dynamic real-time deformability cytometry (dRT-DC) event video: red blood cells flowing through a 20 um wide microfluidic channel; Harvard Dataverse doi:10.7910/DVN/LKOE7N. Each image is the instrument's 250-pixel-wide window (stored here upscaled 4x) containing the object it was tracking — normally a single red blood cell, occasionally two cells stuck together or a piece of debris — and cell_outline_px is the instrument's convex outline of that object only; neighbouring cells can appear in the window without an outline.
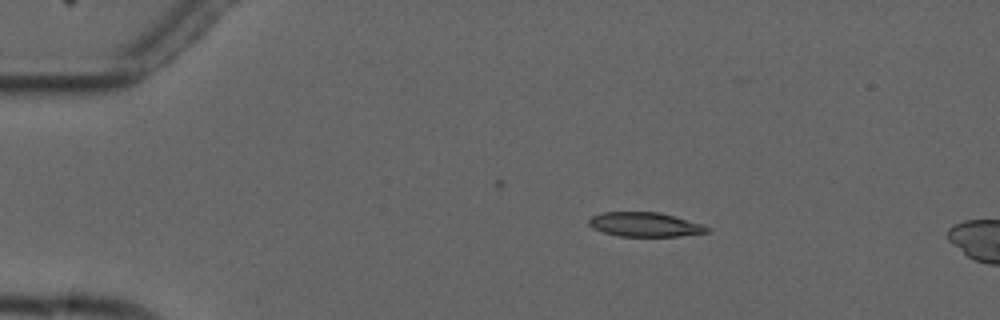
{"species": "common noctule bat (a hibernating species)", "species_latin": "Nyctalus noctula", "temperature_condition": "cold", "stored_images_in_passage": 4, "camera_frame_rate_fps": 3000, "um_per_image_px": 0.085, "animal": {"sex": "male", "forearm_length_mm": 52.5}, "frame": {"image": 1, "passage_image": 2, "time_ms": 1.333, "image_size_px": [1000, 320], "cell_outline_px": [[712, 228], [708, 232], [680, 236], [620, 236], [604, 232], [588, 224], [588, 220], [592, 216], [600, 212], [660, 212], [704, 224]], "centroid_in_image_um": [54.87, 19.07], "position_along_channel_um": 30.1, "area_um2": 16.76}}